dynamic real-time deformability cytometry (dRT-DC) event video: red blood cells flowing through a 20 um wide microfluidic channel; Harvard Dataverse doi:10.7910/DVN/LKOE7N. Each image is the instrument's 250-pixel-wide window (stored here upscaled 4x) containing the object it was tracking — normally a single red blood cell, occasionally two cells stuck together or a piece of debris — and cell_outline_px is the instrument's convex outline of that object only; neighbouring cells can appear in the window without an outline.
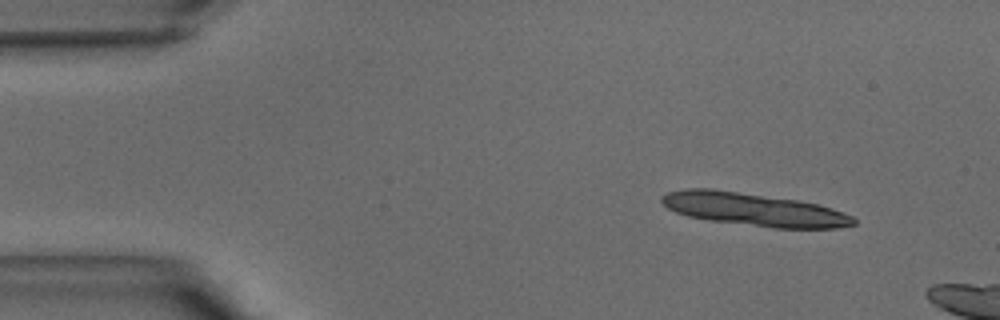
{"species": "common noctule bat (a hibernating species)", "species_latin": "Nyctalus noctula", "temperature_condition": "warm", "stored_images_in_passage": 14, "camera_frame_rate_fps": 3000, "um_per_image_px": 0.085, "animal": {"sex": "male", "body_mass_g": 15.6}, "frame": {"image": 1, "passage_image": 3, "time_ms": 0.667, "image_size_px": [1000, 320], "cell_outline_px": [[856, 224], [836, 228], [776, 228], [712, 220], [688, 216], [676, 212], [668, 208], [660, 200], [660, 196], [668, 192], [684, 188], [712, 188], [796, 200], [816, 204], [852, 216], [856, 220]], "centroid_in_image_um": [64.02, 17.79], "position_along_channel_um": 21.0, "area_um2": 36.3}}